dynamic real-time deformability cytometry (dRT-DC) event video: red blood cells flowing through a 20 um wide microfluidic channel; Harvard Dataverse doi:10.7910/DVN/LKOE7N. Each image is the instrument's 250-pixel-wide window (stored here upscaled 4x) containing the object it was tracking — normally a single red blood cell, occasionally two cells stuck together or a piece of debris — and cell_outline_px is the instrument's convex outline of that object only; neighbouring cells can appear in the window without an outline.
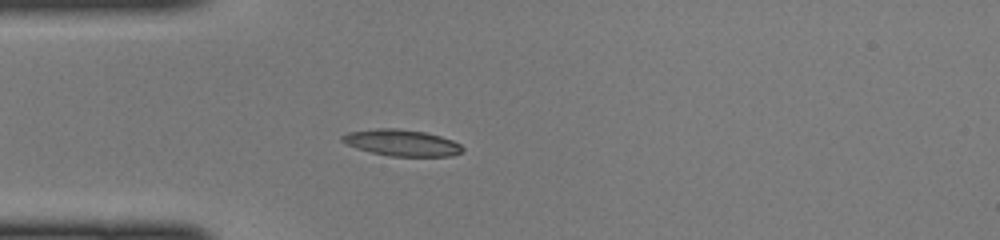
{"species": "common noctule bat (a hibernating species)", "species_latin": "Nyctalus noctula", "temperature_condition": "cold", "stored_images_in_passage": 41, "camera_frame_rate_fps": 3000, "um_per_image_px": 0.085, "animal": {"sex": "female", "body_mass_g": 22.0, "forearm_length_mm": 56.7}, "frame": {"image": 1, "passage_image": 7, "time_ms": 2.0, "image_size_px": [1000, 240], "cell_outline_px": [[464, 152], [452, 156], [388, 156], [356, 148], [340, 140], [340, 136], [348, 132], [376, 128], [396, 128], [424, 132], [440, 136], [452, 140], [460, 144], [464, 148]], "centroid_in_image_um": [34.16, 12.13], "position_along_channel_um": 50.8, "area_um2": 18.55}}
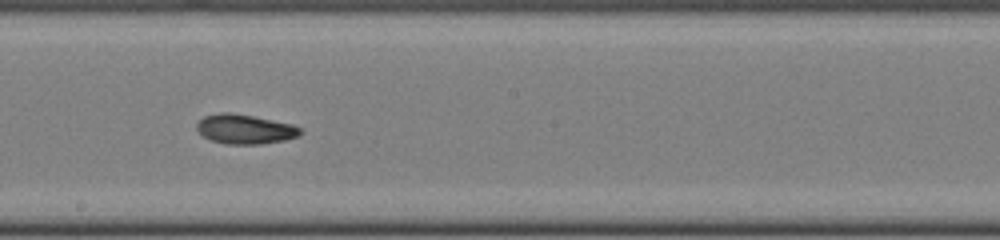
{"frame": {"image": 2, "passage_image": 20, "time_ms": 6.333, "image_size_px": [1000, 240], "cell_outline_px": [[300, 136], [284, 140], [260, 144], [224, 144], [208, 140], [196, 128], [196, 124], [204, 116], [220, 112], [232, 112], [292, 124], [300, 128]], "centroid_in_image_um": [20.78, 10.98], "position_along_channel_um": 227.4, "area_um2": 17.8}}
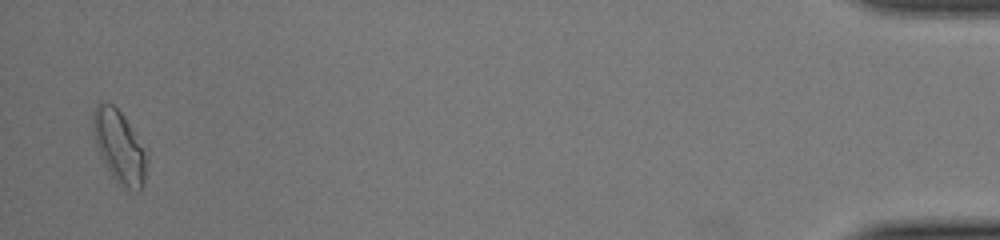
{"frame": {"image": 3, "passage_image": 40, "time_ms": 13.0, "image_size_px": [1000, 240], "cell_outline_px": [[148, 160], [144, 184], [140, 192], [136, 192], [124, 188], [112, 176], [104, 164], [96, 144], [92, 128], [92, 112], [96, 104], [100, 100], [104, 100], [112, 104], [124, 116], [148, 152]], "centroid_in_image_um": [10.16, 12.46], "position_along_channel_um": 425.0, "area_um2": 23.24}}